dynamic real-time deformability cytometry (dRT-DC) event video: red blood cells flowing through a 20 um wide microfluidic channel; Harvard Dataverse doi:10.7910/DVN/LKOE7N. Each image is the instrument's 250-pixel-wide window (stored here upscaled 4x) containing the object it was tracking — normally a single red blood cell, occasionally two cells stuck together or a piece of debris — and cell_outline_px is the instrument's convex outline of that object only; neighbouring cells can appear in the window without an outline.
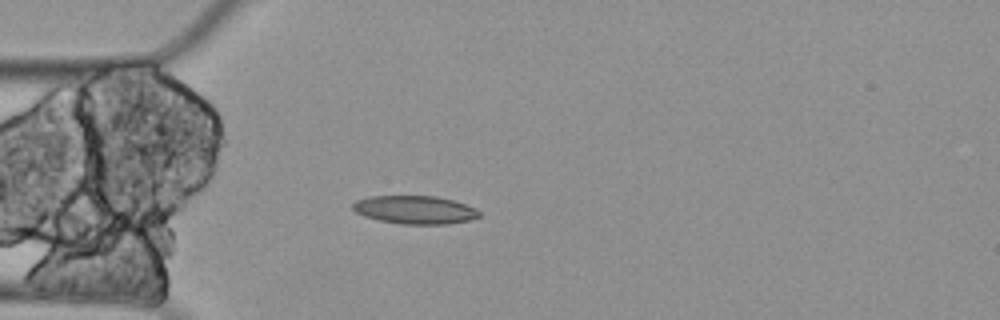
{"species": "Egyptian fruit bat (a non-hibernating species)", "species_latin": "Rousettus aegyptiacus", "temperature_condition": "cold", "stored_images_in_passage": 3, "camera_frame_rate_fps": 3000, "um_per_image_px": 0.085, "animal": {"sex": "female"}, "frame": {"image": 1, "passage_image": 3, "time_ms": 0.667, "image_size_px": [1000, 320], "cell_outline_px": [[480, 216], [468, 220], [448, 224], [400, 224], [380, 220], [364, 216], [356, 212], [352, 208], [352, 204], [356, 200], [368, 196], [436, 196], [452, 200], [464, 204], [480, 212]], "centroid_in_image_um": [35.22, 17.83], "position_along_channel_um": 49.8, "area_um2": 20.63}}